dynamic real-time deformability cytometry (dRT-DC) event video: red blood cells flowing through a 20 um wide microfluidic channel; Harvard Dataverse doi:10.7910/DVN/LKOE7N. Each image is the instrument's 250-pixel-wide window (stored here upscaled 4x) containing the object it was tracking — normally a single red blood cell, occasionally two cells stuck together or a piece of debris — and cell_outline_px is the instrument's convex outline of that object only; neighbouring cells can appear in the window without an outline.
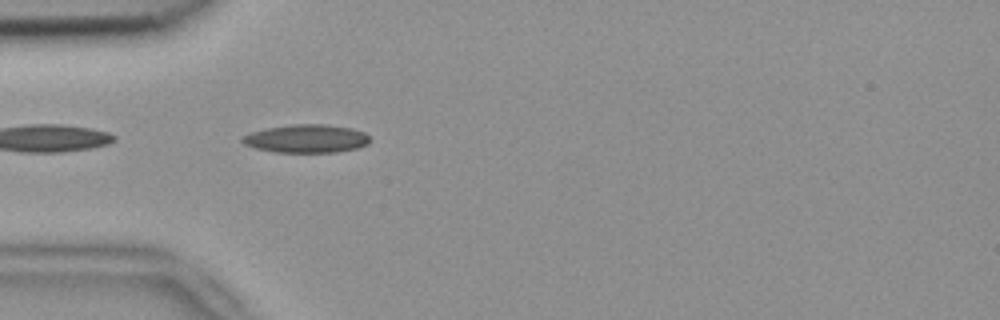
{"species": "common noctule bat (a hibernating species)", "species_latin": "Nyctalus noctula", "temperature_condition": "room temperature", "stored_images_in_passage": 39, "camera_frame_rate_fps": 3000, "um_per_image_px": 0.085, "animal": {"sex": "female", "body_mass_g": 18.4}, "frame": {"image": 1, "passage_image": 2, "time_ms": 0.333, "image_size_px": [1000, 320], "cell_outline_px": [[368, 144], [356, 148], [336, 152], [276, 152], [256, 148], [244, 144], [240, 140], [240, 136], [248, 132], [268, 128], [292, 124], [324, 124], [352, 128], [364, 132], [368, 136]], "centroid_in_image_um": [25.99, 11.78], "position_along_channel_um": 59.0, "area_um2": 20.98}}
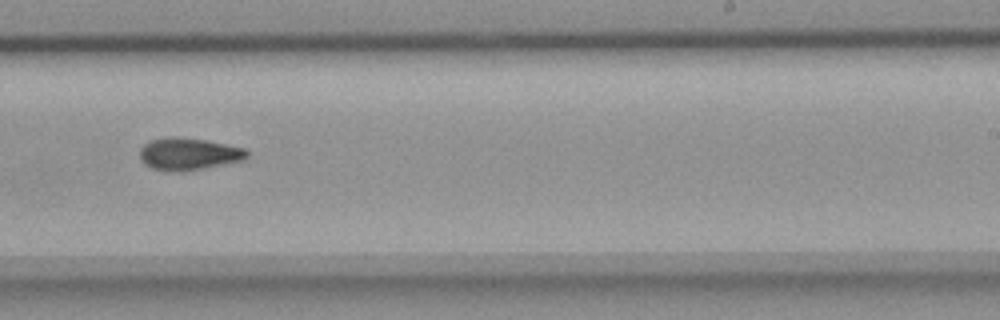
{"frame": {"image": 2, "passage_image": 19, "time_ms": 6.0, "image_size_px": [1000, 320], "cell_outline_px": [[248, 156], [244, 160], [224, 164], [180, 172], [168, 172], [152, 168], [144, 164], [140, 160], [140, 148], [144, 144], [152, 140], [168, 136], [172, 136], [204, 140], [244, 148], [248, 152]], "centroid_in_image_um": [15.99, 13.09], "position_along_channel_um": 273.0, "area_um2": 20.06}}
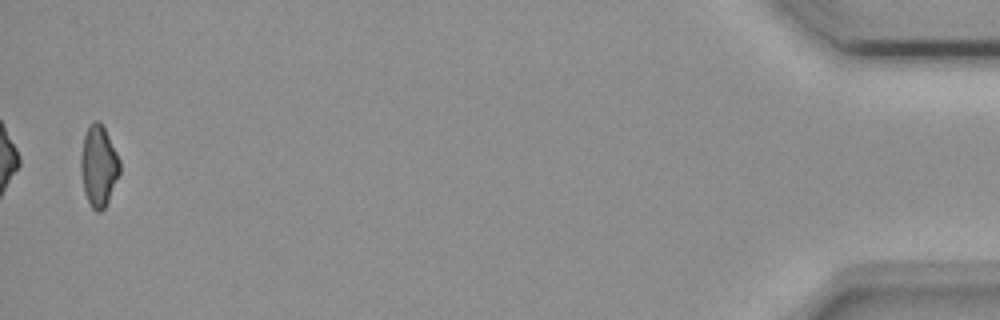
{"frame": {"image": 3, "passage_image": 38, "time_ms": 12.333, "image_size_px": [1000, 320], "cell_outline_px": [[120, 172], [108, 200], [104, 208], [100, 212], [96, 212], [92, 208], [84, 192], [80, 172], [80, 156], [84, 136], [88, 128], [96, 120], [100, 120], [120, 160]], "centroid_in_image_um": [8.37, 14.12], "position_along_channel_um": 426.8, "area_um2": 18.21}, "authors_computed_cell_mechanics": {"area_um2": 19.2474, "velocity_mm_per_s": 3.8416, "shape_relaxation_time_tau1_ms": null, "shape_relaxation_time_tau2_ms": 7.8945, "deformation_change_tau1": null, "deformation_change_tau2": 0.1444}}